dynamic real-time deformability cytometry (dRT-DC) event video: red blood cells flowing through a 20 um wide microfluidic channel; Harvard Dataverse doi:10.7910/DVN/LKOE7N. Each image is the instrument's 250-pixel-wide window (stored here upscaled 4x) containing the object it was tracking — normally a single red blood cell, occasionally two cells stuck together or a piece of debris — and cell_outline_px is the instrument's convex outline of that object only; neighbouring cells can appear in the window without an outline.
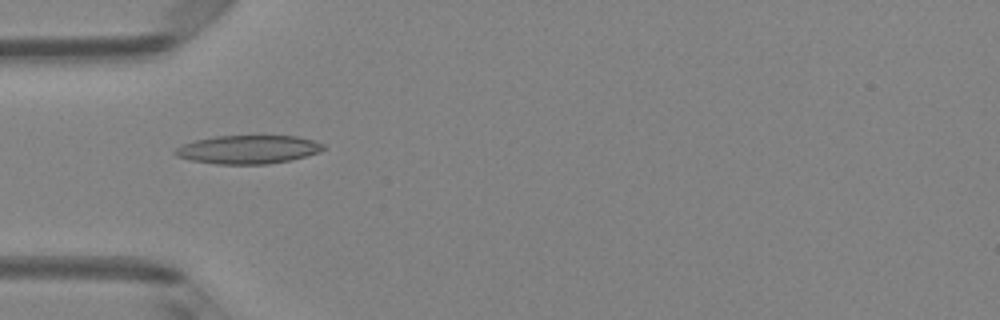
{"species": "Egyptian fruit bat (a non-hibernating species)", "species_latin": "Rousettus aegyptiacus", "temperature_condition": "room temperature", "stored_images_in_passage": 6, "camera_frame_rate_fps": 3000, "um_per_image_px": 0.085, "animal": {"sex": "female"}, "frame": {"image": 1, "passage_image": 4, "time_ms": 1.0, "image_size_px": [1000, 320], "cell_outline_px": [[324, 148], [320, 152], [288, 160], [268, 164], [216, 164], [192, 160], [176, 156], [172, 152], [176, 148], [184, 144], [196, 140], [216, 136], [296, 136], [312, 140], [324, 144]], "centroid_in_image_um": [21.07, 12.7], "position_along_channel_um": 63.9, "area_um2": 24.33}}
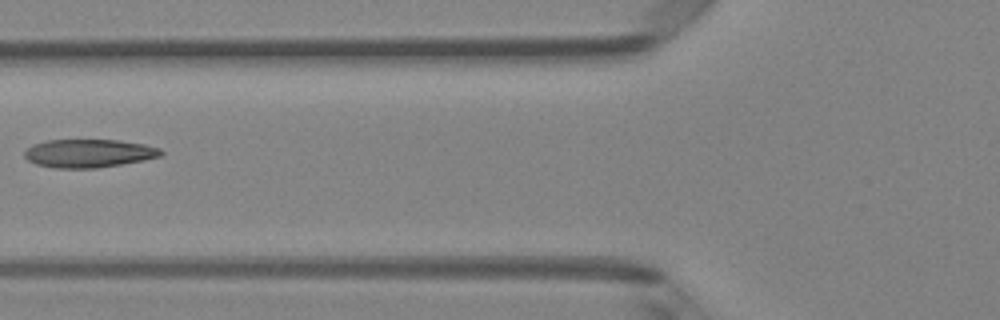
{"frame": {"image": 2, "passage_image": 5, "time_ms": 1.333, "image_size_px": [1000, 320], "cell_outline_px": [[164, 152], [160, 156], [144, 160], [96, 168], [56, 168], [36, 164], [28, 160], [24, 156], [24, 152], [32, 144], [48, 140], [116, 140], [144, 144], [160, 148]], "centroid_in_image_um": [7.54, 13.03], "position_along_channel_um": 118.3, "area_um2": 22.37}}
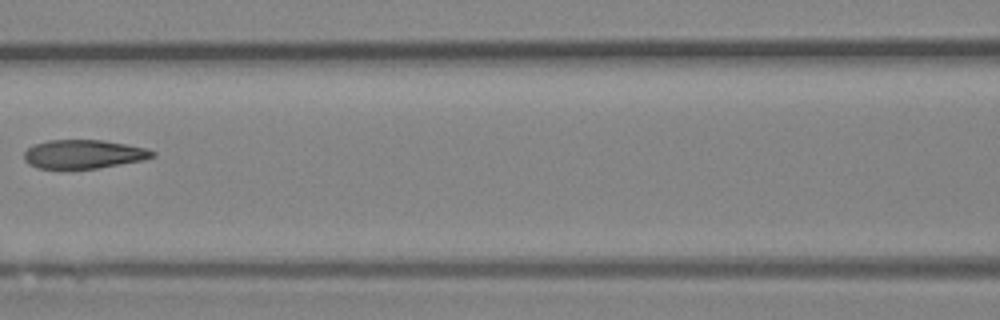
{"frame": {"image": 3, "passage_image": 6, "time_ms": 1.667, "image_size_px": [1000, 320], "cell_outline_px": [[156, 156], [144, 160], [96, 168], [36, 168], [28, 164], [24, 160], [24, 152], [28, 148], [36, 144], [48, 140], [104, 140], [148, 148], [156, 152]], "centroid_in_image_um": [7.13, 13.1], "position_along_channel_um": 159.5, "area_um2": 21.5}}